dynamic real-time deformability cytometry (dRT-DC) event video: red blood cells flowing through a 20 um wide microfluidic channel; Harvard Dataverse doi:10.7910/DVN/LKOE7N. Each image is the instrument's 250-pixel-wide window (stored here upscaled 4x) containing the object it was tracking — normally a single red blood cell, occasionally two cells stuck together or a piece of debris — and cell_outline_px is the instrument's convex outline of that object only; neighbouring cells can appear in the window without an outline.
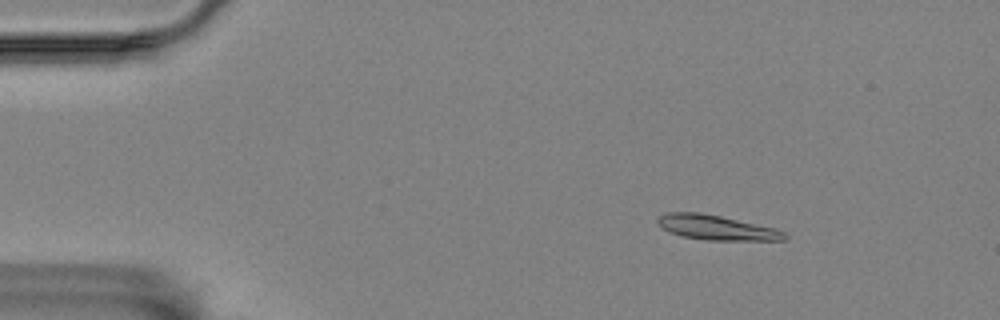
{"species": "Egyptian fruit bat (a non-hibernating species)", "species_latin": "Rousettus aegyptiacus", "temperature_condition": "room temperature", "stored_images_in_passage": 10, "camera_frame_rate_fps": 3000, "um_per_image_px": 0.085, "animal": {"sex": "female"}, "frame": {"image": 1, "passage_image": 2, "time_ms": 1.0, "image_size_px": [1000, 320], "cell_outline_px": [[788, 236], [784, 240], [704, 240], [680, 236], [668, 232], [656, 220], [660, 216], [668, 212], [700, 212], [720, 216], [772, 228], [784, 232]], "centroid_in_image_um": [60.85, 19.35], "position_along_channel_um": 24.2, "area_um2": 18.03}}
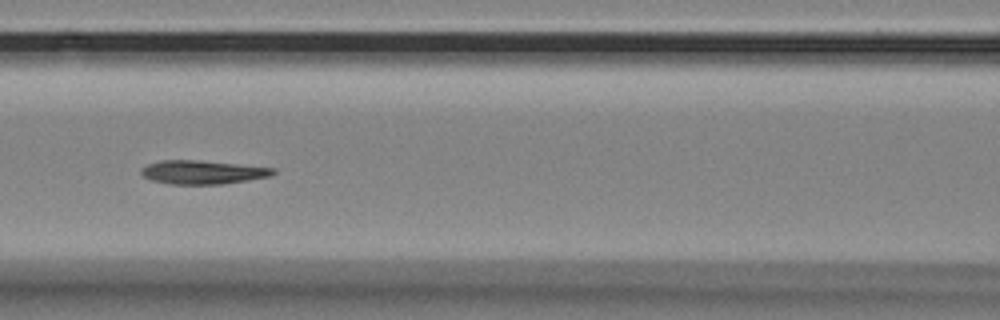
{"frame": {"image": 2, "passage_image": 7, "time_ms": 6.667, "image_size_px": [1000, 320], "cell_outline_px": [[276, 172], [272, 176], [248, 180], [220, 184], [168, 184], [152, 180], [144, 176], [140, 172], [140, 168], [148, 164], [160, 160], [196, 160], [276, 168]], "centroid_in_image_um": [17.22, 14.64], "position_along_channel_um": 149.4, "area_um2": 18.15}}
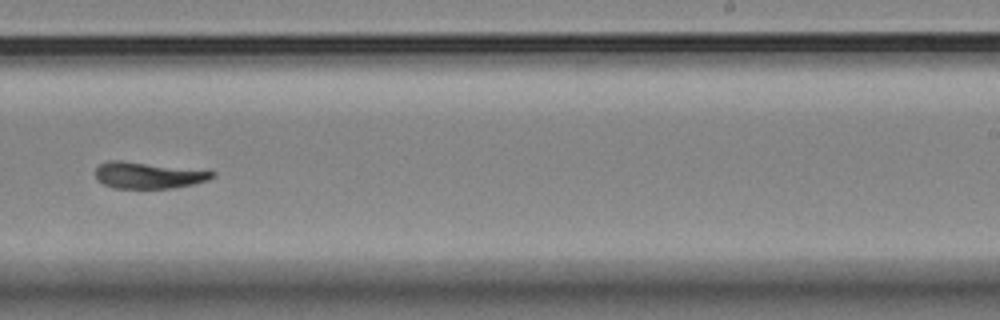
{"frame": {"image": 3, "passage_image": 10, "time_ms": 10.333, "image_size_px": [1000, 320], "cell_outline_px": [[216, 176], [208, 180], [192, 184], [172, 188], [112, 188], [96, 180], [96, 168], [100, 164], [108, 160], [120, 160], [212, 168], [216, 172]], "centroid_in_image_um": [12.75, 14.85], "position_along_channel_um": 276.3, "area_um2": 19.02}}